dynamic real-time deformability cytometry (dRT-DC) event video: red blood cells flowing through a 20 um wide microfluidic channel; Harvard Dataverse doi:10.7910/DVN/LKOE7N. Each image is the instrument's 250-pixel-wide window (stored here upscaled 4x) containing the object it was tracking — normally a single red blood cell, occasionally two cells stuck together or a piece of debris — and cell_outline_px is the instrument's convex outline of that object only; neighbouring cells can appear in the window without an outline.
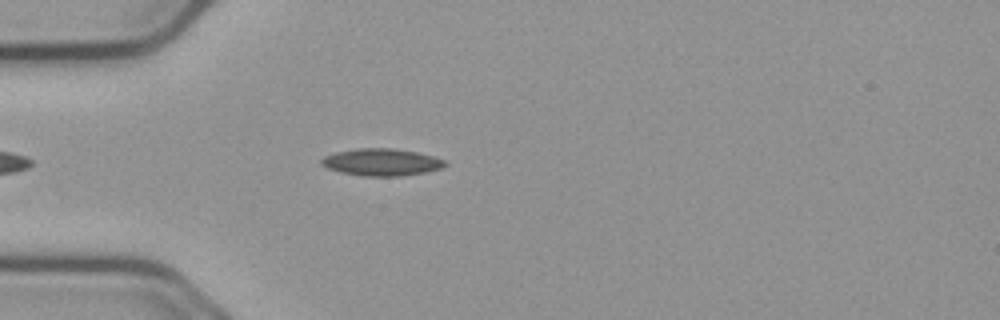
{"species": "common noctule bat (a hibernating species)", "species_latin": "Nyctalus noctula", "temperature_condition": "cold", "stored_images_in_passage": 19, "camera_frame_rate_fps": 3000, "um_per_image_px": 0.085, "animal": {"sex": "male", "body_mass_g": 23.1, "forearm_length_mm": 52.7}, "frame": {"image": 1, "passage_image": 8, "time_ms": 2.333, "image_size_px": [1000, 320], "cell_outline_px": [[448, 164], [440, 168], [424, 172], [400, 176], [360, 176], [340, 172], [328, 168], [320, 164], [320, 160], [324, 156], [336, 152], [360, 148], [392, 148], [416, 152], [432, 156], [444, 160]], "centroid_in_image_um": [32.39, 13.79], "position_along_channel_um": 52.6, "area_um2": 19.42}}
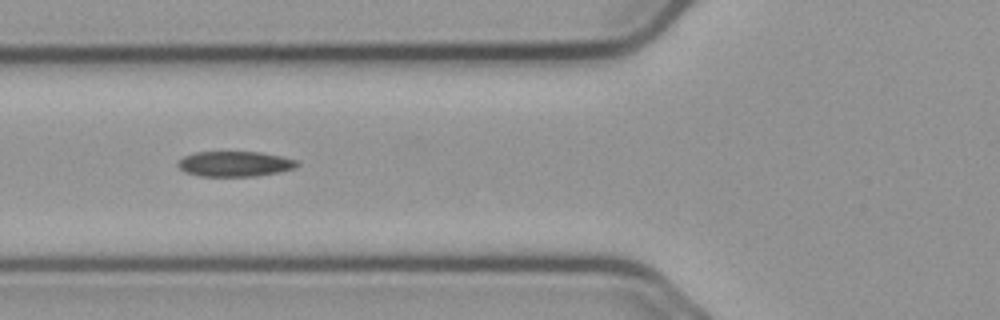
{"frame": {"image": 2, "passage_image": 13, "time_ms": 4.0, "image_size_px": [1000, 320], "cell_outline_px": [[300, 164], [296, 168], [280, 172], [256, 176], [200, 176], [184, 172], [176, 164], [184, 156], [192, 152], [260, 152], [280, 156], [296, 160]], "centroid_in_image_um": [19.96, 13.93], "position_along_channel_um": 105.8, "area_um2": 17.63}}
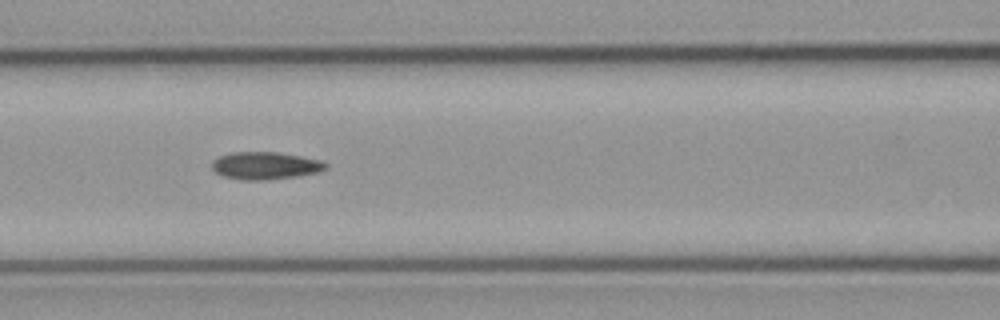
{"frame": {"image": 3, "passage_image": 16, "time_ms": 5.0, "image_size_px": [1000, 320], "cell_outline_px": [[328, 168], [316, 172], [296, 176], [264, 180], [240, 180], [224, 176], [216, 172], [212, 168], [212, 160], [220, 156], [232, 152], [276, 152], [300, 156], [320, 160], [328, 164]], "centroid_in_image_um": [22.53, 14.08], "position_along_channel_um": 144.1, "area_um2": 18.09}}